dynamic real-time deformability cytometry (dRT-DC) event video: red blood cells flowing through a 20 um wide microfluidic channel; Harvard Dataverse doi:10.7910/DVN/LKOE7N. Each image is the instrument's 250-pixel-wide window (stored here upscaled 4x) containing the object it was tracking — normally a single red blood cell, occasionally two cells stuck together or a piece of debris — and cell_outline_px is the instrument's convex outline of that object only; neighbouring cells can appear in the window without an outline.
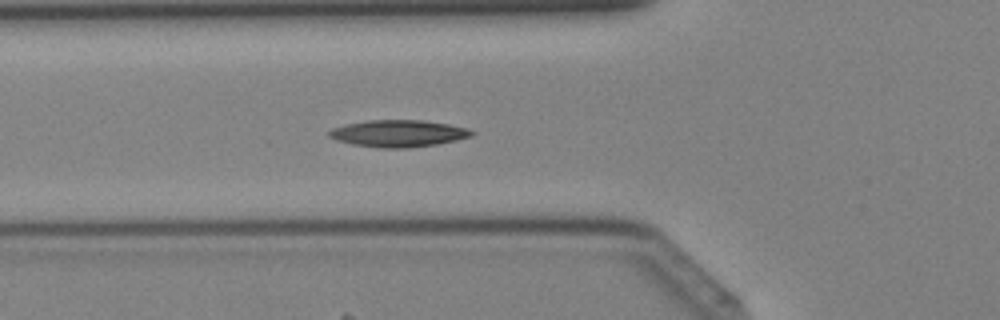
{"species": "Egyptian fruit bat (a non-hibernating species)", "species_latin": "Rousettus aegyptiacus", "temperature_condition": "cold", "stored_images_in_passage": 37, "camera_frame_rate_fps": 3000, "um_per_image_px": 0.085, "animal": {"sex": "female"}, "frame": {"image": 1, "passage_image": 10, "time_ms": 3.0, "image_size_px": [1000, 320], "cell_outline_px": [[476, 132], [472, 136], [456, 140], [436, 144], [408, 148], [384, 148], [352, 144], [336, 140], [328, 136], [328, 132], [332, 128], [344, 124], [364, 120], [420, 120], [448, 124], [468, 128]], "centroid_in_image_um": [33.84, 11.33], "position_along_channel_um": 92.0, "area_um2": 22.43}}
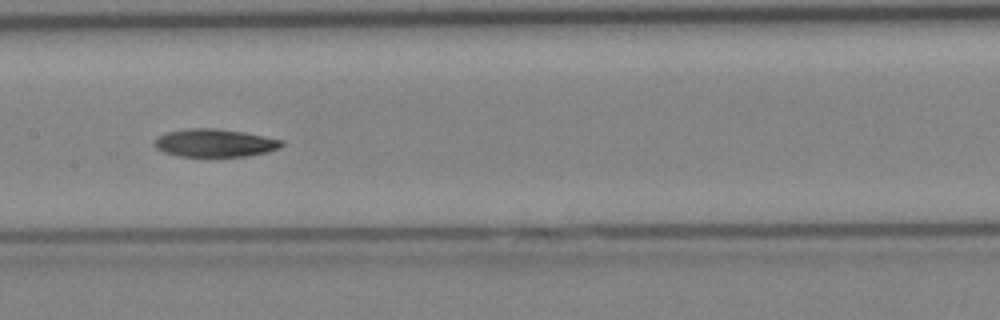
{"frame": {"image": 2, "passage_image": 16, "time_ms": 5.0, "image_size_px": [1000, 320], "cell_outline_px": [[284, 144], [280, 148], [268, 152], [248, 156], [176, 156], [164, 152], [156, 148], [152, 144], [160, 136], [168, 132], [188, 128], [212, 128], [244, 132], [284, 140]], "centroid_in_image_um": [18.29, 12.15], "position_along_channel_um": 189.1, "area_um2": 20.69}}
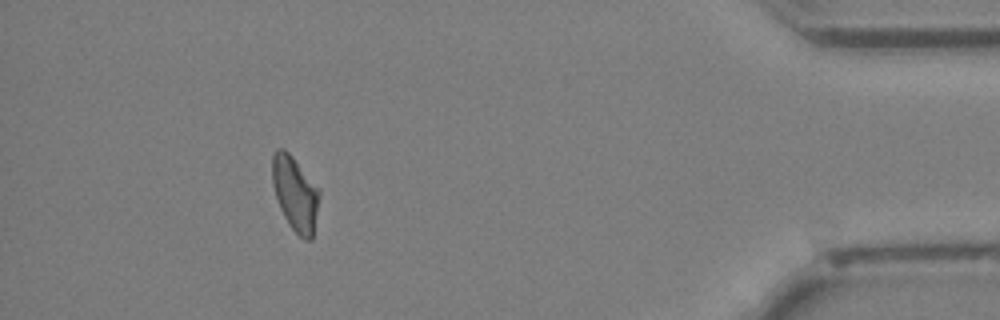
{"frame": {"image": 3, "passage_image": 33, "time_ms": 10.667, "image_size_px": [1000, 320], "cell_outline_px": [[320, 196], [312, 240], [304, 240], [288, 224], [280, 208], [272, 184], [272, 156], [276, 148], [284, 148], [292, 156], [320, 192]], "centroid_in_image_um": [25.07, 16.46], "position_along_channel_um": 410.1, "area_um2": 20.17}}